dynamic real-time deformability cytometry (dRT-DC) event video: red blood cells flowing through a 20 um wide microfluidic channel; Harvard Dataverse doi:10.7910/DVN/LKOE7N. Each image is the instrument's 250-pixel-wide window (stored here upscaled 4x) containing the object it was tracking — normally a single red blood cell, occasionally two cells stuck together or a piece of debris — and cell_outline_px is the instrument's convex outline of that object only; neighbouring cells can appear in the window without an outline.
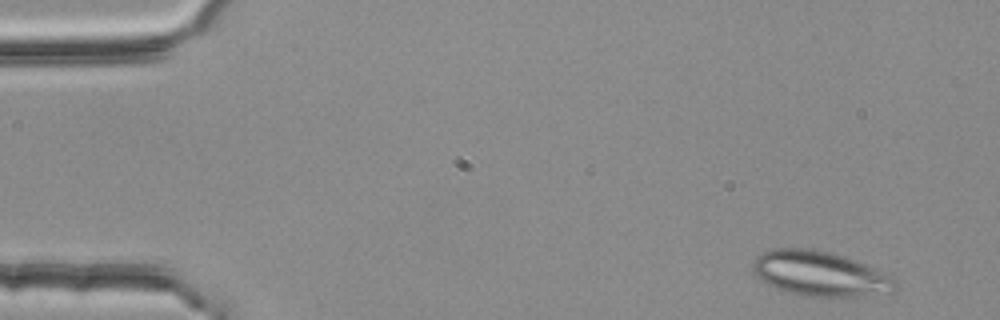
{"species": "common noctule bat (a hibernating species)", "species_latin": "Nyctalus noctula", "temperature_condition": "room temperature", "stored_images_in_passage": 5, "camera_frame_rate_fps": 3000, "um_per_image_px": 0.085, "animal": {"sex": "female", "body_mass_g": 25.1}, "frame": {"image": 1, "passage_image": 1, "time_ms": 0.0, "image_size_px": [1000, 320], "cell_outline_px": [[896, 288], [892, 292], [856, 296], [808, 296], [788, 292], [776, 288], [768, 284], [752, 268], [752, 260], [760, 252], [772, 248], [800, 248], [828, 252], [876, 268], [896, 276]], "centroid_in_image_um": [69.71, 23.26], "position_along_channel_um": 15.3, "area_um2": 36.88}}